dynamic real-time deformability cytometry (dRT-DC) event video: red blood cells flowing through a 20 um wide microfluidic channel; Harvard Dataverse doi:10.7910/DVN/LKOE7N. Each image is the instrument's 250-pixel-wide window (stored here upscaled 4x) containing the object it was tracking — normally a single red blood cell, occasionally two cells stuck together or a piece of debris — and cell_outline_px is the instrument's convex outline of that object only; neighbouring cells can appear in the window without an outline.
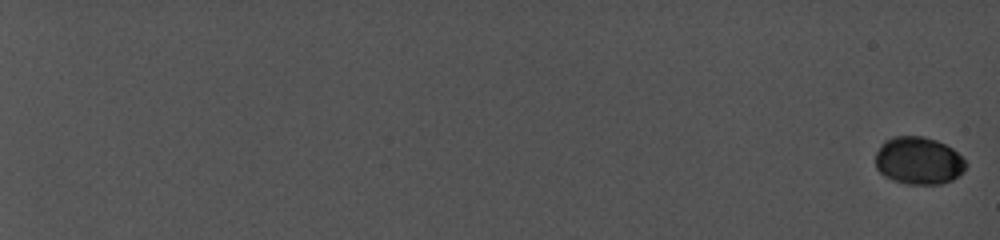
{"species": "common noctule bat (a hibernating species)", "species_latin": "Nyctalus noctula", "temperature_condition": "cold", "stored_images_in_passage": 15, "camera_frame_rate_fps": 5000, "um_per_image_px": 0.085, "animal": {"sex": "female", "body_mass_g": 19.0, "forearm_length_mm": 56.7}, "frame": {"image": 1, "passage_image": 1, "time_ms": 0.0, "image_size_px": [1000, 240], "cell_outline_px": [[964, 168], [956, 176], [948, 180], [932, 184], [924, 184], [900, 180], [888, 176], [876, 164], [876, 156], [880, 148], [888, 140], [900, 136], [916, 136], [932, 140], [956, 152], [964, 160]], "centroid_in_image_um": [78.08, 13.64], "position_along_channel_um": 6.9, "area_um2": 22.95}}
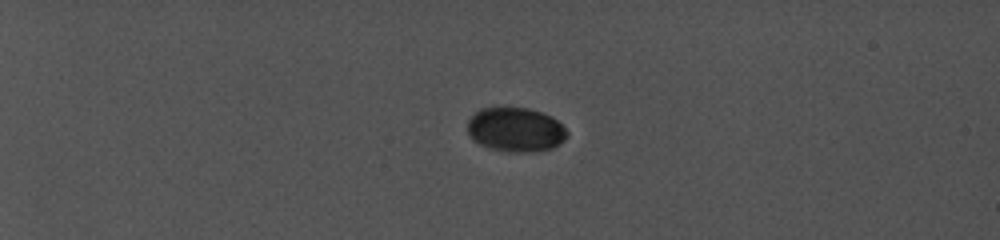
{"frame": {"image": 2, "passage_image": 8, "time_ms": 6.4, "image_size_px": [1000, 240], "cell_outline_px": [[564, 136], [556, 144], [548, 148], [492, 148], [480, 144], [468, 132], [468, 124], [476, 112], [484, 108], [524, 108], [540, 112], [556, 120], [564, 128]], "centroid_in_image_um": [43.76, 10.93], "position_along_channel_um": 41.2, "area_um2": 23.35}}
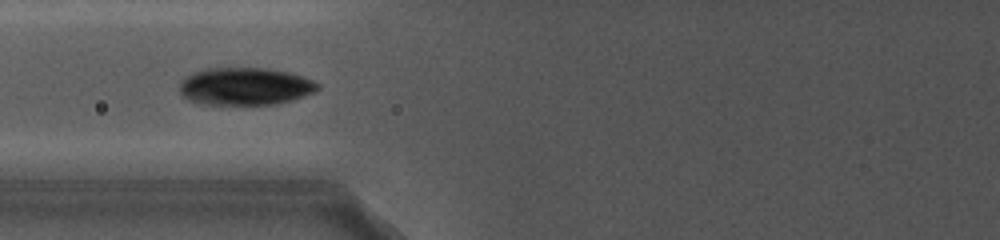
{"frame": {"image": 3, "passage_image": 13, "time_ms": 11.0, "image_size_px": [1000, 240], "cell_outline_px": [[320, 88], [312, 92], [276, 104], [200, 104], [188, 100], [180, 92], [180, 84], [188, 76], [204, 68], [268, 68], [288, 72], [312, 80]], "centroid_in_image_um": [20.79, 7.33], "position_along_channel_um": 105.0, "area_um2": 29.65}}